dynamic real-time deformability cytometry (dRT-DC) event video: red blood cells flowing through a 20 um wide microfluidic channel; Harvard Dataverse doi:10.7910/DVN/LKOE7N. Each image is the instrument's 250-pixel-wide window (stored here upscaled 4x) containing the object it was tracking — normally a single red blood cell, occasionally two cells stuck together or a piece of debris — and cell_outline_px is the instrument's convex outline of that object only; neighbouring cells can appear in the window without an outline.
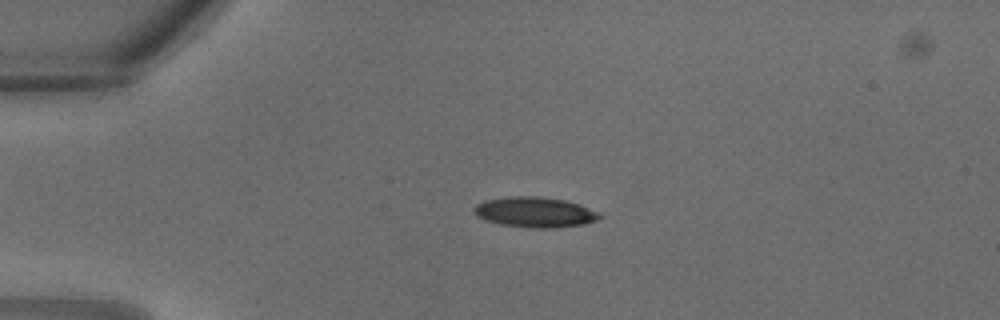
{"species": "common noctule bat (a hibernating species)", "species_latin": "Nyctalus noctula", "temperature_condition": "warm", "stored_images_in_passage": 31, "camera_frame_rate_fps": 3000, "um_per_image_px": 0.085, "animal": {"sex": "male", "body_mass_g": 18.8}, "frame": {"image": 1, "passage_image": 7, "time_ms": 2.0, "image_size_px": [1000, 320], "cell_outline_px": [[604, 216], [596, 220], [584, 224], [556, 228], [532, 228], [500, 224], [484, 220], [476, 216], [472, 212], [472, 208], [476, 204], [484, 200], [508, 196], [536, 196], [564, 200], [580, 204], [600, 212]], "centroid_in_image_um": [45.45, 18.03], "position_along_channel_um": 39.6, "area_um2": 22.54}}
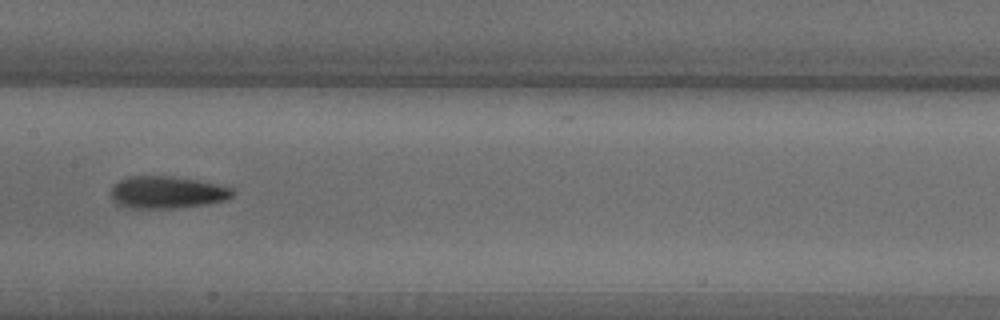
{"frame": {"image": 2, "passage_image": 16, "time_ms": 5.0, "image_size_px": [1000, 320], "cell_outline_px": [[236, 192], [232, 196], [224, 200], [204, 204], [172, 208], [132, 208], [120, 204], [112, 196], [112, 188], [120, 180], [128, 176], [176, 176], [200, 180], [232, 188]], "centroid_in_image_um": [14.24, 16.33], "position_along_channel_um": 193.2, "area_um2": 22.54}}
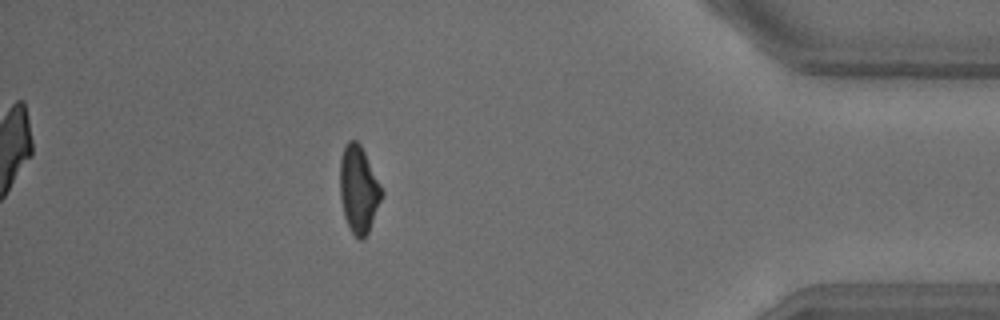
{"frame": {"image": 3, "passage_image": 28, "time_ms": 9.0, "image_size_px": [1000, 320], "cell_outline_px": [[384, 196], [368, 232], [360, 240], [352, 232], [344, 216], [340, 200], [340, 160], [344, 148], [348, 140], [356, 140], [360, 144], [384, 192]], "centroid_in_image_um": [30.49, 16.1], "position_along_channel_um": 404.7, "area_um2": 21.04}}